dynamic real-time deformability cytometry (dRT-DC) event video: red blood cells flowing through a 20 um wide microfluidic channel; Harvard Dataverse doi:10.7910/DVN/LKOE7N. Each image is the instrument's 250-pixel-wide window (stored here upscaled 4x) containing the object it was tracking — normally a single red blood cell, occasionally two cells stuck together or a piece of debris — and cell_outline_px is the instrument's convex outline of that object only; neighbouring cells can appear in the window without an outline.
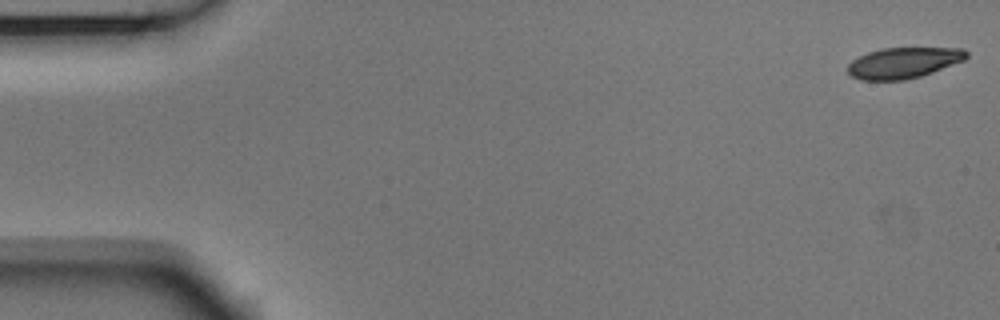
{"species": "Egyptian fruit bat (a non-hibernating species)", "species_latin": "Rousettus aegyptiacus", "temperature_condition": "room temperature", "stored_images_in_passage": 10, "camera_frame_rate_fps": 3000, "um_per_image_px": 0.085, "animal": {"sex": "male"}, "frame": {"image": 1, "passage_image": 1, "time_ms": 0.0, "image_size_px": [1000, 320], "cell_outline_px": [[968, 56], [964, 60], [932, 72], [920, 76], [904, 80], [860, 80], [852, 76], [848, 72], [848, 64], [852, 60], [868, 52], [884, 48], [964, 48], [968, 52]], "centroid_in_image_um": [76.8, 5.33], "position_along_channel_um": 8.2, "area_um2": 21.21}}